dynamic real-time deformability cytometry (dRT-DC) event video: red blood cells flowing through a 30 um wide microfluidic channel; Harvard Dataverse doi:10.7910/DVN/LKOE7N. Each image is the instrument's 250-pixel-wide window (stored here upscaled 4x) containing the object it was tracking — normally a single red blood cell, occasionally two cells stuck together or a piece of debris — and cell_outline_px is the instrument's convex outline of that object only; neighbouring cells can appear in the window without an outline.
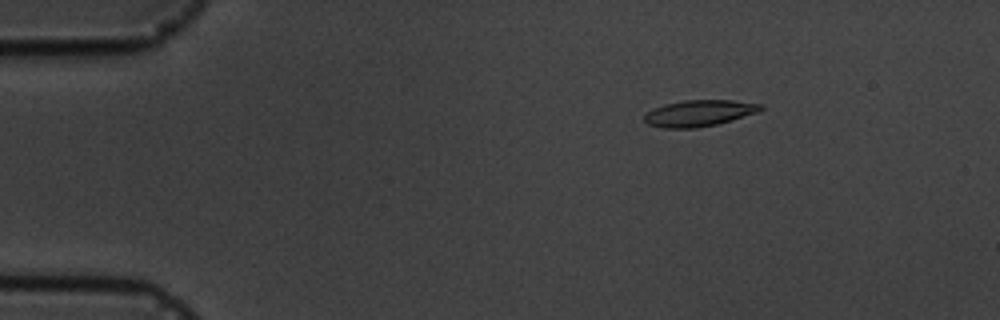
{"species": "common noctule bat (a hibernating species)", "species_latin": "Nyctalus noctula", "temperature_condition": "cold", "stored_images_in_passage": 4, "camera_frame_rate_fps": 3000, "um_per_image_px": 0.085, "animal": {"sex": "male", "body_mass_g": 19.5, "forearm_length_mm": 54.6}, "frame": {"image": 1, "passage_image": 2, "time_ms": 2.0, "image_size_px": [1000, 320], "cell_outline_px": [[764, 108], [760, 112], [716, 124], [696, 128], [664, 128], [648, 124], [644, 120], [644, 116], [648, 112], [664, 104], [684, 100], [732, 100], [764, 104]], "centroid_in_image_um": [59.48, 9.61], "position_along_channel_um": 25.5, "area_um2": 17.8}}